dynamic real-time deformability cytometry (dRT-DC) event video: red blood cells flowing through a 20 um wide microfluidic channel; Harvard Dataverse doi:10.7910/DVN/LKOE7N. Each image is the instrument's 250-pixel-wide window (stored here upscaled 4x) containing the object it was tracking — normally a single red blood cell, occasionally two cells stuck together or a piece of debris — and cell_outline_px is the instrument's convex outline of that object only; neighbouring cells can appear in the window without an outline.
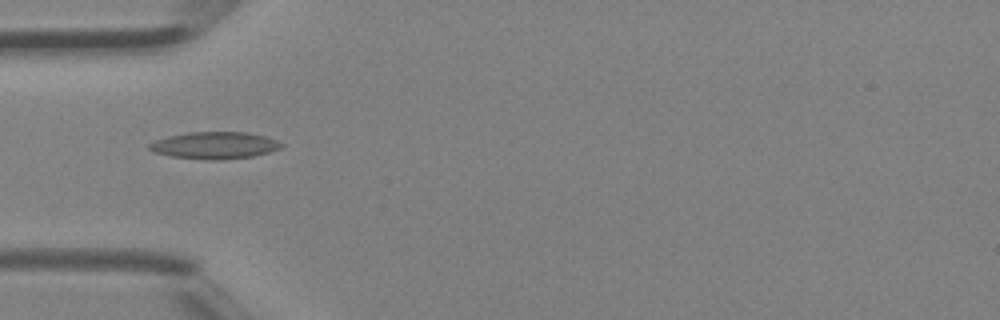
{"species": "Egyptian fruit bat (a non-hibernating species)", "species_latin": "Rousettus aegyptiacus", "temperature_condition": "room temperature", "stored_images_in_passage": 1, "camera_frame_rate_fps": 3000, "um_per_image_px": 0.085, "animal": {"sex": "female"}, "frame": {"image": 1, "passage_image": 1, "time_ms": 0.0, "image_size_px": [1000, 320], "cell_outline_px": [[284, 144], [280, 148], [268, 152], [252, 156], [220, 160], [204, 160], [172, 156], [152, 152], [148, 148], [148, 144], [156, 140], [168, 136], [188, 132], [244, 132], [264, 136], [276, 140]], "centroid_in_image_um": [18.2, 12.36], "position_along_channel_um": 66.8, "area_um2": 20.69}}